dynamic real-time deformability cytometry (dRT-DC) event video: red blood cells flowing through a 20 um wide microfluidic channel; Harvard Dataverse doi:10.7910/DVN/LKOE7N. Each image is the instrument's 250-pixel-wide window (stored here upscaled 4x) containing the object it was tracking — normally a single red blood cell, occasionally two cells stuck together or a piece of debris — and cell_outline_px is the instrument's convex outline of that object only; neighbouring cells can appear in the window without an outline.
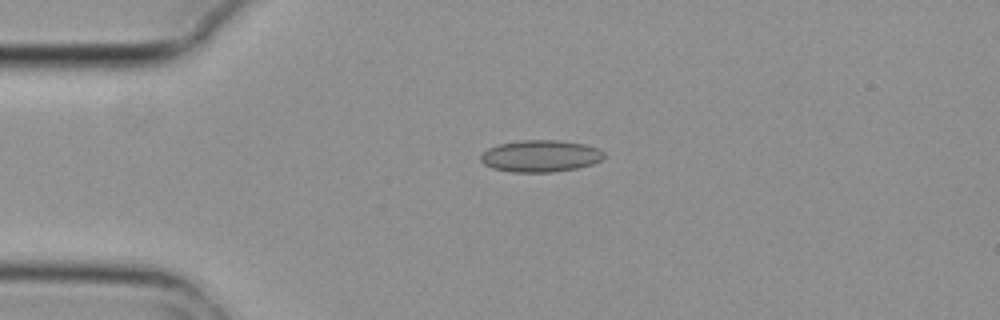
{"species": "common noctule bat (a hibernating species)", "species_latin": "Nyctalus noctula", "temperature_condition": "cold", "stored_images_in_passage": 4, "camera_frame_rate_fps": 3000, "um_per_image_px": 0.085, "animal": {"sex": "female", "body_mass_g": 29.2, "forearm_length_mm": 56.3}, "frame": {"image": 1, "passage_image": 3, "time_ms": 0.667, "image_size_px": [1000, 320], "cell_outline_px": [[604, 156], [600, 160], [592, 164], [576, 168], [552, 172], [512, 172], [492, 168], [484, 164], [480, 160], [480, 156], [488, 148], [500, 144], [520, 140], [560, 140], [584, 144], [596, 148], [604, 152]], "centroid_in_image_um": [45.92, 13.26], "position_along_channel_um": 39.1, "area_um2": 22.77}}